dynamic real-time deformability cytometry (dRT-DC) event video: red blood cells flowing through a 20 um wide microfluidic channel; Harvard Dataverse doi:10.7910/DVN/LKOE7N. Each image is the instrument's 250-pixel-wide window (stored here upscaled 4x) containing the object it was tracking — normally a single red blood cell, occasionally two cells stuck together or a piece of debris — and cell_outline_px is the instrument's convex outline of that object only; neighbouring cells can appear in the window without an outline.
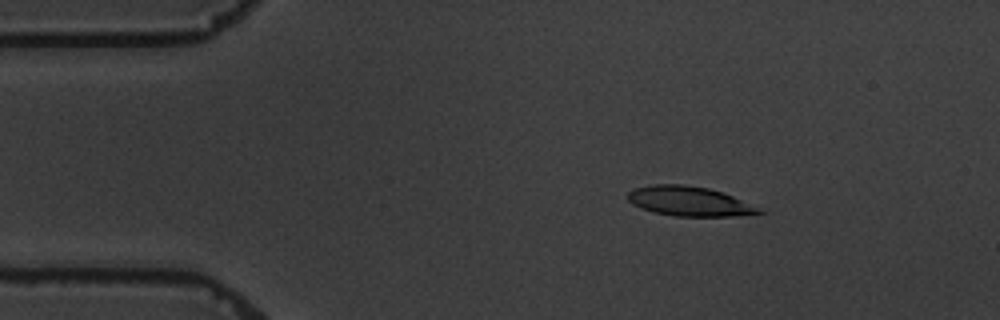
{"species": "common noctule bat (a hibernating species)", "species_latin": "Nyctalus noctula", "temperature_condition": "warm", "stored_images_in_passage": 5, "camera_frame_rate_fps": 3000, "um_per_image_px": 0.085, "animal": {"sex": "male", "body_mass_g": 19.5, "forearm_length_mm": 54.6}, "frame": {"image": 1, "passage_image": 3, "time_ms": 2.333, "image_size_px": [1000, 320], "cell_outline_px": [[764, 212], [732, 216], [672, 216], [652, 212], [640, 208], [632, 204], [628, 200], [628, 192], [636, 188], [652, 184], [684, 184], [708, 188], [724, 192]], "centroid_in_image_um": [58.48, 17.1], "position_along_channel_um": 26.5, "area_um2": 22.37}}